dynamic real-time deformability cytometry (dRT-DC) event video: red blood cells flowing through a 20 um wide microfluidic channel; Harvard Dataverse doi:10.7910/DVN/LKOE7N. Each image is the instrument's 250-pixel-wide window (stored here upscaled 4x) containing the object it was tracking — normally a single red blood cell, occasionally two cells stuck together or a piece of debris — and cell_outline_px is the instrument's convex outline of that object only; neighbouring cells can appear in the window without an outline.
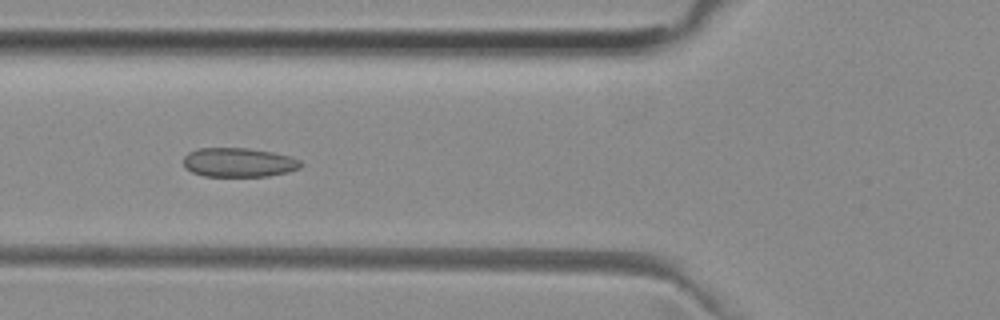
{"species": "common noctule bat (a hibernating species)", "species_latin": "Nyctalus noctula", "temperature_condition": "room temperature", "stored_images_in_passage": 51, "camera_frame_rate_fps": 3000, "um_per_image_px": 0.085, "animal": {"sex": "female", "body_mass_g": 29.2, "forearm_length_mm": 56.3}, "frame": {"image": 1, "passage_image": 18, "time_ms": 5.667, "image_size_px": [1000, 320], "cell_outline_px": [[304, 164], [300, 168], [288, 172], [268, 176], [204, 176], [192, 172], [184, 168], [184, 156], [188, 152], [196, 148], [248, 148], [272, 152], [292, 156], [300, 160]], "centroid_in_image_um": [20.3, 13.8], "position_along_channel_um": 105.5, "area_um2": 20.17}}
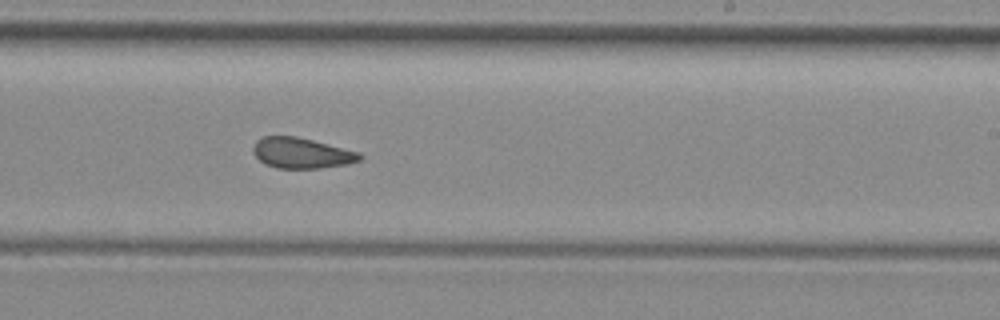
{"frame": {"image": 2, "passage_image": 30, "time_ms": 9.667, "image_size_px": [1000, 320], "cell_outline_px": [[364, 156], [360, 160], [348, 164], [320, 168], [276, 168], [264, 164], [252, 152], [252, 148], [256, 140], [264, 136], [296, 136], [360, 152]], "centroid_in_image_um": [25.63, 13.01], "position_along_channel_um": 263.4, "area_um2": 19.07}}
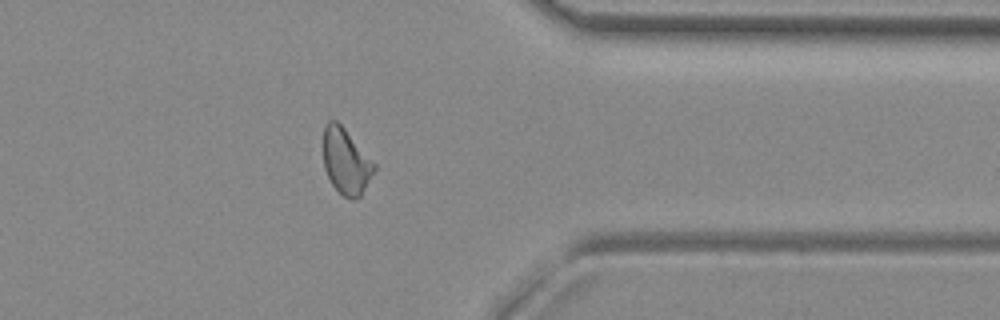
{"frame": {"image": 3, "passage_image": 40, "time_ms": 13.0, "image_size_px": [1000, 320], "cell_outline_px": [[376, 168], [360, 196], [356, 200], [352, 200], [344, 196], [332, 184], [324, 168], [324, 124], [328, 120], [336, 120], [344, 128], [376, 164]], "centroid_in_image_um": [29.4, 13.71], "position_along_channel_um": 382.0, "area_um2": 19.25}, "authors_computed_cell_mechanics": {"area_um2": 20.1722, "velocity_mm_per_s": 3.9462, "shape_relaxation_time_tau1_ms": null, "shape_relaxation_time_tau2_ms": 2.1878, "deformation_change_tau1": null, "deformation_change_tau2": 0.0803}}